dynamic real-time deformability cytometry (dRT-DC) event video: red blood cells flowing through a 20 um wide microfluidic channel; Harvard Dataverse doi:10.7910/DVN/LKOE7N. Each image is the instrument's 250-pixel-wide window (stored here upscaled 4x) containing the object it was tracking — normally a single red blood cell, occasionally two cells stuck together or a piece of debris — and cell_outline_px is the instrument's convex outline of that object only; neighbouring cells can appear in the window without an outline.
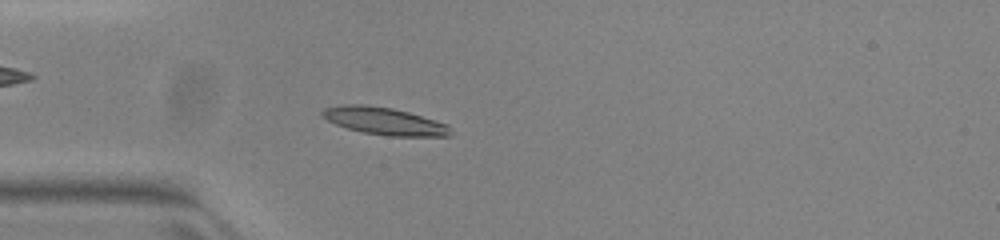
{"species": "common noctule bat (a hibernating species)", "species_latin": "Nyctalus noctula", "temperature_condition": "warm", "stored_images_in_passage": 48, "camera_frame_rate_fps": 3000, "um_per_image_px": 0.085, "animal": {"sex": "female", "body_mass_g": 23.0, "forearm_length_mm": 53.4}, "frame": {"image": 1, "passage_image": 11, "time_ms": 3.333, "image_size_px": [1000, 240], "cell_outline_px": [[452, 136], [388, 136], [364, 132], [348, 128], [336, 124], [320, 116], [320, 112], [324, 108], [344, 104], [368, 104], [392, 108], [408, 112], [448, 124], [452, 132]], "centroid_in_image_um": [32.66, 10.28], "position_along_channel_um": 52.3, "area_um2": 20.52}}
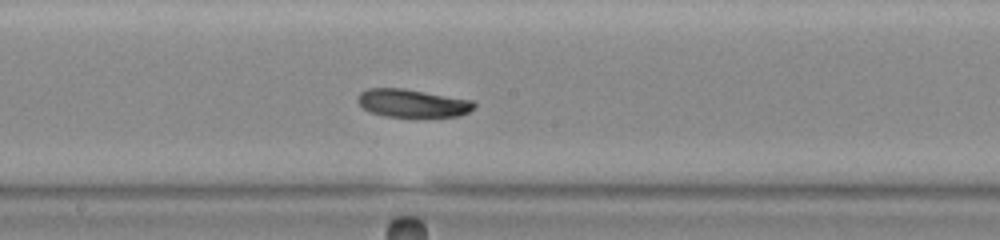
{"frame": {"image": 2, "passage_image": 24, "time_ms": 7.667, "image_size_px": [1000, 240], "cell_outline_px": [[476, 108], [460, 116], [384, 116], [372, 112], [364, 108], [356, 100], [360, 92], [368, 88], [404, 88], [472, 100], [476, 104]], "centroid_in_image_um": [35.07, 8.76], "position_along_channel_um": 213.1, "area_um2": 18.9}}
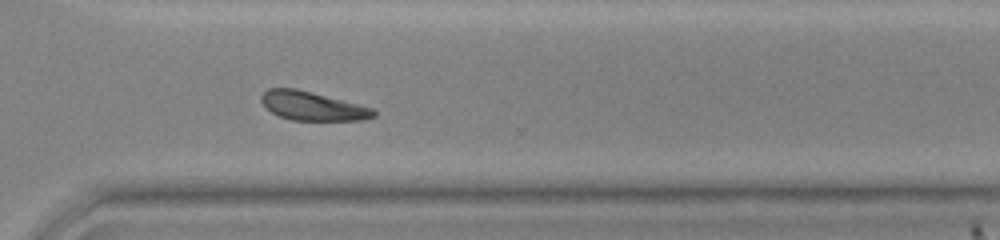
{"frame": {"image": 3, "passage_image": 34, "time_ms": 11.0, "image_size_px": [1000, 240], "cell_outline_px": [[376, 116], [364, 120], [292, 120], [280, 116], [272, 112], [260, 100], [260, 96], [268, 88], [296, 88], [372, 108], [376, 112]], "centroid_in_image_um": [26.55, 9.01], "position_along_channel_um": 344.1, "area_um2": 18.55}}